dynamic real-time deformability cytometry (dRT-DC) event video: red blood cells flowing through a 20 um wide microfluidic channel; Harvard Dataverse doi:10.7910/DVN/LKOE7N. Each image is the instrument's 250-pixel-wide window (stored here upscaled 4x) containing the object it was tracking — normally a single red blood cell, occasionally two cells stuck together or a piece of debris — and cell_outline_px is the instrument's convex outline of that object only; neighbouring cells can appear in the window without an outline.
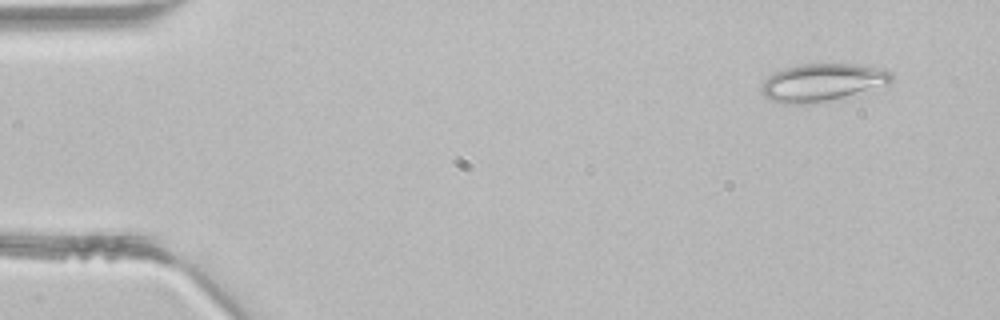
{"species": "common noctule bat (a hibernating species)", "species_latin": "Nyctalus noctula", "temperature_condition": "room temperature", "stored_images_in_passage": 4, "camera_frame_rate_fps": 3000, "um_per_image_px": 0.085, "animal": {"sex": "male", "body_mass_g": 21.5, "forearm_length_mm": 52.0}, "frame": {"image": 1, "passage_image": 1, "time_ms": 0.0, "image_size_px": [1000, 320], "cell_outline_px": [[892, 80], [888, 84], [816, 104], [784, 104], [768, 100], [760, 92], [760, 88], [764, 80], [768, 76], [784, 68], [804, 64], [856, 64], [876, 68], [892, 72]], "centroid_in_image_um": [69.82, 7.02], "position_along_channel_um": 15.2, "area_um2": 28.44}}
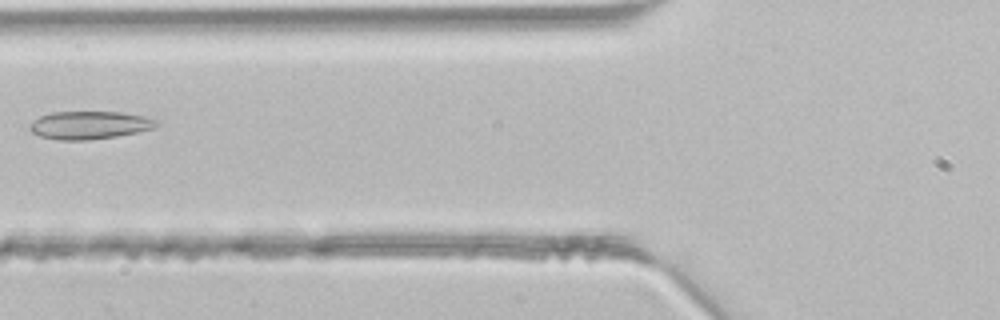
{"frame": {"image": 2, "passage_image": 4, "time_ms": 1.0, "image_size_px": [1000, 320], "cell_outline_px": [[160, 124], [152, 128], [136, 132], [116, 136], [88, 140], [60, 140], [40, 136], [32, 132], [28, 128], [28, 124], [32, 120], [40, 116], [52, 112], [124, 112], [144, 116], [160, 120]], "centroid_in_image_um": [7.6, 10.62], "position_along_channel_um": 118.2, "area_um2": 20.75}}